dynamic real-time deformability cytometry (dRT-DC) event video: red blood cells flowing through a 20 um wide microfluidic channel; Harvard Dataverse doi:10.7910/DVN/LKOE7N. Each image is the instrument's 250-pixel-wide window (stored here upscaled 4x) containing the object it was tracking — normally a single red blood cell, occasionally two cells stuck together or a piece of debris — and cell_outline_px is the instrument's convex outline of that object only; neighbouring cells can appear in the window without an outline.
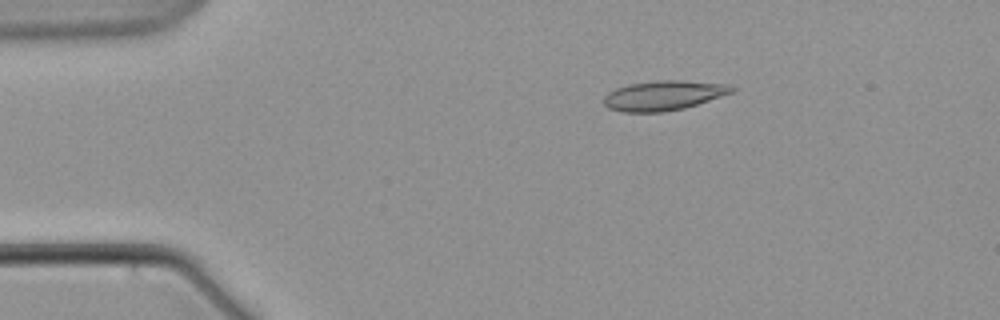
{"species": "common noctule bat (a hibernating species)", "species_latin": "Nyctalus noctula", "temperature_condition": "warm", "stored_images_in_passage": 3, "camera_frame_rate_fps": 3000, "um_per_image_px": 0.085, "animal": {"sex": "male", "body_mass_g": 21.5, "forearm_length_mm": 52.0}, "frame": {"image": 1, "passage_image": 1, "time_ms": 0.0, "image_size_px": [1000, 320], "cell_outline_px": [[736, 88], [732, 92], [684, 108], [664, 112], [624, 112], [608, 108], [604, 104], [604, 96], [608, 92], [616, 88], [628, 84], [656, 80], [680, 80], [728, 84]], "centroid_in_image_um": [56.37, 8.11], "position_along_channel_um": 28.6, "area_um2": 22.08}}